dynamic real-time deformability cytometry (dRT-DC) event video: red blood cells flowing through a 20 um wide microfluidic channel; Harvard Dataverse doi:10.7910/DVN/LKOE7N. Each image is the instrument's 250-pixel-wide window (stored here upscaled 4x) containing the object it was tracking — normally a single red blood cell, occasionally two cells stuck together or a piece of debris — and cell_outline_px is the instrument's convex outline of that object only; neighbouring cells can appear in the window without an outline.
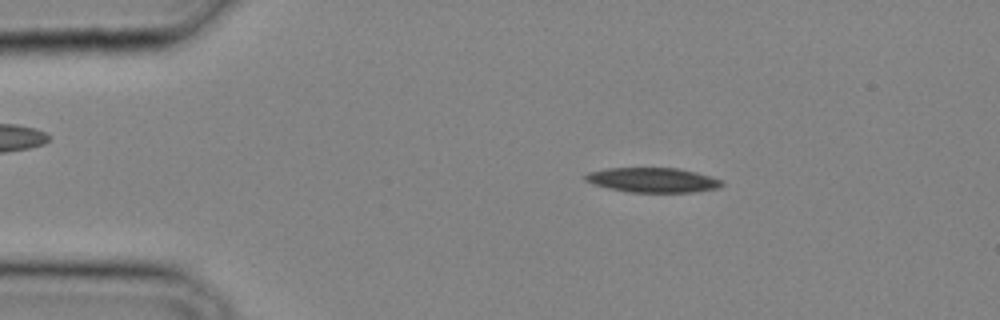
{"species": "common noctule bat (a hibernating species)", "species_latin": "Nyctalus noctula", "temperature_condition": "cold", "stored_images_in_passage": 32, "camera_frame_rate_fps": 3000, "um_per_image_px": 0.085, "animal": {"sex": "male", "body_mass_g": 20.4}, "frame": {"image": 1, "passage_image": 5, "time_ms": 1.333, "image_size_px": [1000, 320], "cell_outline_px": [[724, 184], [720, 188], [692, 192], [632, 192], [608, 188], [592, 184], [584, 180], [584, 176], [588, 172], [608, 168], [676, 168], [696, 172], [724, 180]], "centroid_in_image_um": [55.5, 15.3], "position_along_channel_um": 29.5, "area_um2": 19.71}}
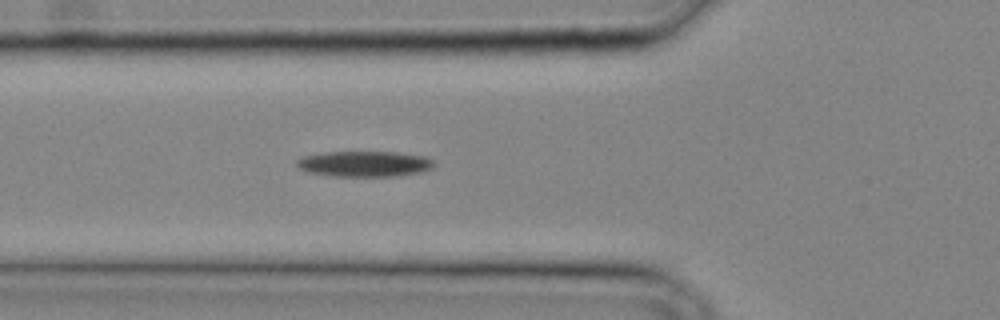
{"frame": {"image": 2, "passage_image": 11, "time_ms": 3.333, "image_size_px": [1000, 320], "cell_outline_px": [[436, 164], [432, 168], [420, 172], [400, 176], [332, 176], [308, 172], [300, 168], [296, 164], [296, 160], [304, 156], [324, 152], [400, 152], [424, 156], [432, 160]], "centroid_in_image_um": [31.0, 13.93], "position_along_channel_um": 94.8, "area_um2": 20.58}}
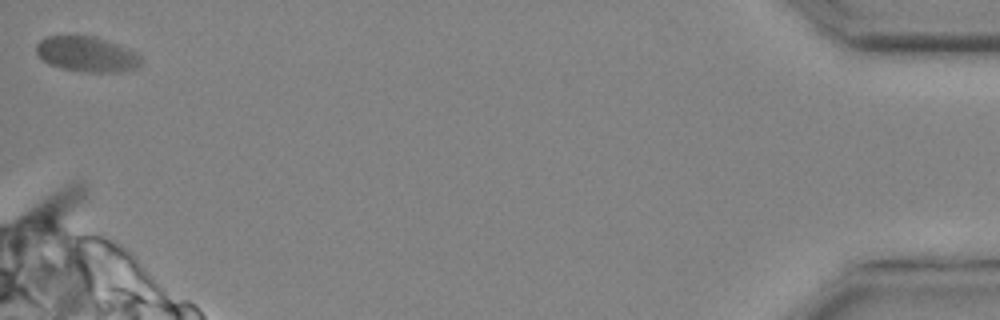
{"frame": {"image": 3, "passage_image": 32, "time_ms": 10.333, "image_size_px": [1000, 320], "cell_outline_px": [[144, 64], [136, 68], [124, 72], [84, 72], [60, 68], [48, 64], [36, 52], [36, 44], [40, 40], [48, 36], [92, 36], [128, 48], [136, 52], [144, 60]], "centroid_in_image_um": [7.43, 4.63], "position_along_channel_um": 427.8, "area_um2": 21.68}}